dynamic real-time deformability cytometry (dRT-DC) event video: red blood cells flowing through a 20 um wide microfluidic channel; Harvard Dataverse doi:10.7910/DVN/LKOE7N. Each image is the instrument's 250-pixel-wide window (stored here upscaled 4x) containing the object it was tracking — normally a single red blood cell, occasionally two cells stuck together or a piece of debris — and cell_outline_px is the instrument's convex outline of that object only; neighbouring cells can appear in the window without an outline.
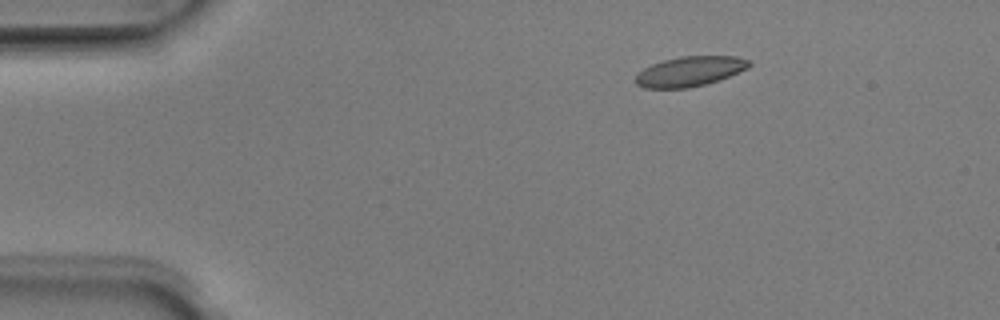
{"species": "Egyptian fruit bat (a non-hibernating species)", "species_latin": "Rousettus aegyptiacus", "temperature_condition": "room temperature", "stored_images_in_passage": 5, "camera_frame_rate_fps": 3000, "um_per_image_px": 0.085, "animal": {"sex": "male"}, "frame": {"image": 1, "passage_image": 3, "time_ms": 0.667, "image_size_px": [1000, 320], "cell_outline_px": [[752, 64], [748, 68], [720, 80], [688, 88], [644, 88], [636, 84], [636, 76], [644, 68], [652, 64], [664, 60], [680, 56], [736, 56], [748, 60]], "centroid_in_image_um": [58.65, 6.06], "position_along_channel_um": 26.4, "area_um2": 19.71}}
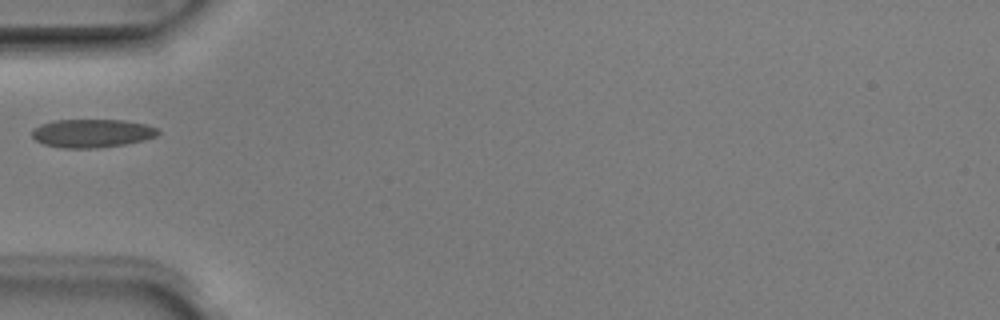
{"frame": {"image": 2, "passage_image": 5, "time_ms": 1.333, "image_size_px": [1000, 320], "cell_outline_px": [[160, 132], [156, 136], [144, 140], [124, 144], [96, 148], [64, 148], [44, 144], [36, 140], [32, 136], [32, 128], [40, 124], [52, 120], [124, 120], [148, 124], [156, 128]], "centroid_in_image_um": [7.81, 11.32], "position_along_channel_um": 77.2, "area_um2": 20.92}}